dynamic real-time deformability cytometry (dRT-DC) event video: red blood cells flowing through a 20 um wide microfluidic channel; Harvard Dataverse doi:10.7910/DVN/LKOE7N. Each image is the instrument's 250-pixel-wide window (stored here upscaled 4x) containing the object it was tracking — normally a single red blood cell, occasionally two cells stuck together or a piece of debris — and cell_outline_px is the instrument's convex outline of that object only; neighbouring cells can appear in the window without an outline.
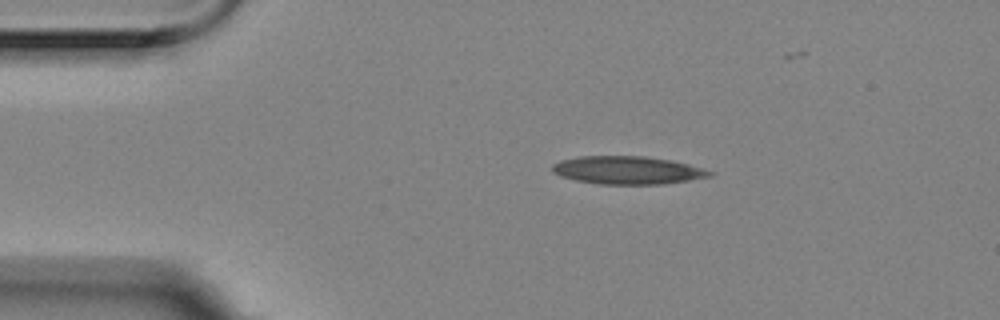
{"species": "Egyptian fruit bat (a non-hibernating species)", "species_latin": "Rousettus aegyptiacus", "temperature_condition": "room temperature", "stored_images_in_passage": 5, "camera_frame_rate_fps": 3000, "um_per_image_px": 0.085, "animal": {"sex": "female"}, "frame": {"image": 1, "passage_image": 1, "time_ms": 0.0, "image_size_px": [1000, 320], "cell_outline_px": [[716, 172], [712, 176], [664, 184], [600, 184], [576, 180], [560, 176], [552, 172], [552, 164], [560, 160], [580, 156], [644, 156], [672, 160], [704, 168]], "centroid_in_image_um": [53.35, 14.46], "position_along_channel_um": 31.6, "area_um2": 25.78}}
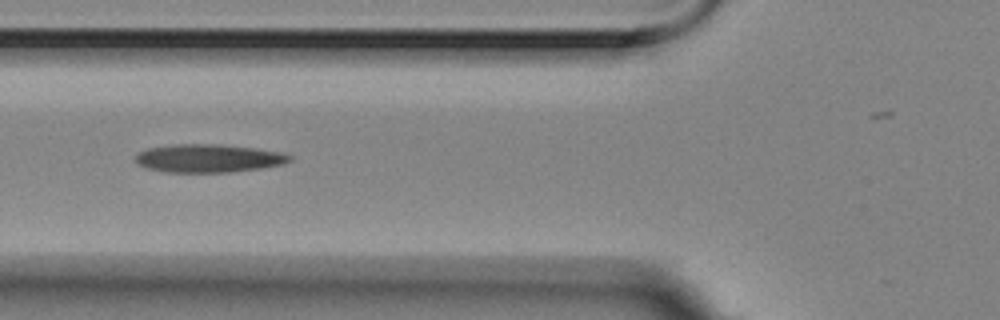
{"frame": {"image": 2, "passage_image": 4, "time_ms": 1.0, "image_size_px": [1000, 320], "cell_outline_px": [[292, 160], [284, 164], [264, 168], [232, 172], [164, 172], [144, 168], [136, 164], [136, 156], [140, 152], [148, 148], [172, 144], [220, 144], [256, 148], [280, 152], [292, 156]], "centroid_in_image_um": [17.73, 13.46], "position_along_channel_um": 108.1, "area_um2": 25.61}}
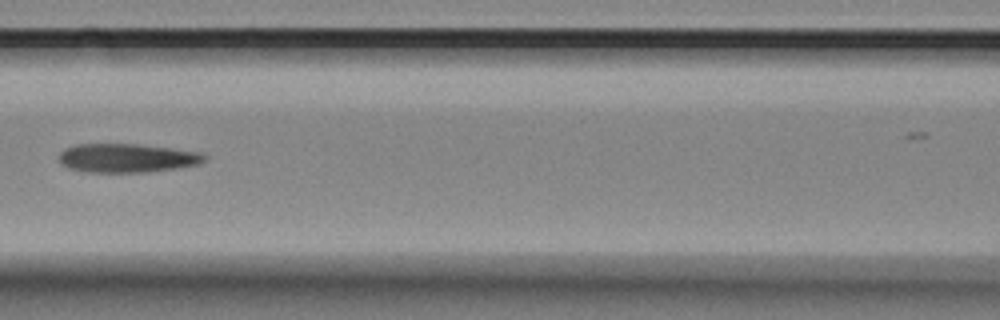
{"frame": {"image": 3, "passage_image": 5, "time_ms": 1.333, "image_size_px": [1000, 320], "cell_outline_px": [[208, 156], [200, 164], [176, 168], [144, 172], [84, 172], [68, 168], [60, 164], [56, 160], [60, 152], [64, 148], [76, 144], [140, 144], [172, 148], [200, 152]], "centroid_in_image_um": [10.74, 13.43], "position_along_channel_um": 155.9, "area_um2": 24.74}}